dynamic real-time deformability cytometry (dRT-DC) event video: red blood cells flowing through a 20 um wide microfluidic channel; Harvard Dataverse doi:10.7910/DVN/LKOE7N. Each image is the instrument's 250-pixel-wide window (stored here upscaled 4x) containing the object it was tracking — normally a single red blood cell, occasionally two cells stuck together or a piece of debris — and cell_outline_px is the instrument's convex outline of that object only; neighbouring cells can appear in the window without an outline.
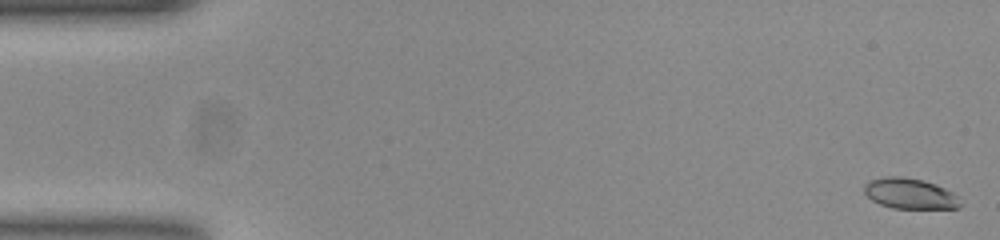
{"species": "common noctule bat (a hibernating species)", "species_latin": "Nyctalus noctula", "temperature_condition": "room temperature", "stored_images_in_passage": 52, "camera_frame_rate_fps": 3000, "um_per_image_px": 0.085, "animal": {"sex": "female", "body_mass_g": 23.0, "forearm_length_mm": 53.4}, "frame": {"image": 1, "passage_image": 1, "time_ms": 0.0, "image_size_px": [1000, 240], "cell_outline_px": [[964, 204], [960, 208], [892, 208], [880, 204], [872, 200], [864, 192], [864, 184], [868, 180], [884, 176], [904, 176], [924, 180], [936, 184], [960, 196]], "centroid_in_image_um": [77.38, 16.44], "position_along_channel_um": 7.6, "area_um2": 17.51}}
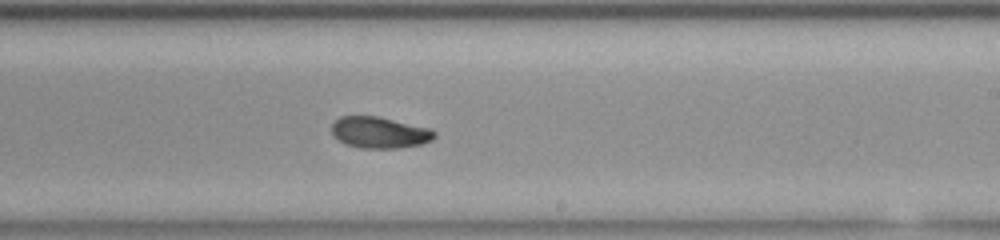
{"frame": {"image": 2, "passage_image": 31, "time_ms": 10.0, "image_size_px": [1000, 240], "cell_outline_px": [[436, 136], [432, 140], [420, 144], [396, 148], [360, 148], [344, 144], [332, 136], [332, 124], [340, 116], [376, 116], [428, 128], [436, 132]], "centroid_in_image_um": [32.21, 11.27], "position_along_channel_um": 256.8, "area_um2": 18.67}}
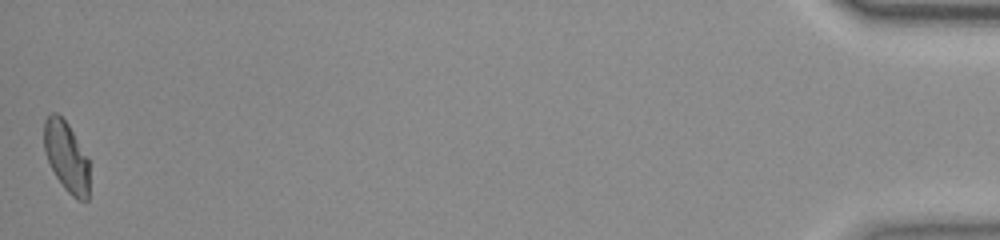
{"frame": {"image": 3, "passage_image": 52, "time_ms": 17.0, "image_size_px": [1000, 240], "cell_outline_px": [[88, 200], [80, 200], [72, 196], [64, 188], [56, 176], [44, 152], [44, 120], [52, 112], [56, 112], [68, 124], [88, 156]], "centroid_in_image_um": [5.64, 13.29], "position_along_channel_um": 429.6, "area_um2": 18.44}, "authors_computed_cell_mechanics": {"area_um2": 18.6694, "velocity_mm_per_s": 3.9034, "shape_relaxation_time_tau1_ms": null, "shape_relaxation_time_tau2_ms": 2.6903, "deformation_change_tau1": null, "deformation_change_tau2": 0.0722}}